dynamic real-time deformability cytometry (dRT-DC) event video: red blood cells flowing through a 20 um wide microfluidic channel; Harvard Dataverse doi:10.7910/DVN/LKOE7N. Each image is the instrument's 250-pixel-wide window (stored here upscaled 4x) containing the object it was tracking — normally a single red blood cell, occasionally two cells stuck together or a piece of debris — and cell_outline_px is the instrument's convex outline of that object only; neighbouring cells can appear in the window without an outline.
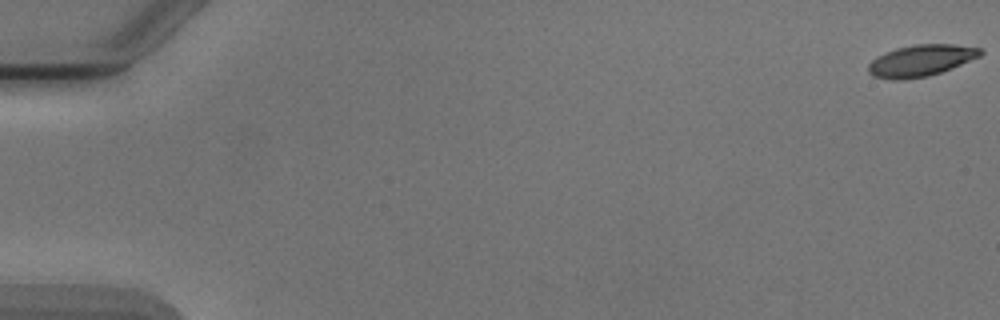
{"species": "Egyptian fruit bat (a non-hibernating species)", "species_latin": "Rousettus aegyptiacus", "temperature_condition": "cold", "stored_images_in_passage": 6, "camera_frame_rate_fps": 3000, "um_per_image_px": 0.085, "animal": {"sex": "male"}, "frame": {"image": 1, "passage_image": 1, "time_ms": 0.0, "image_size_px": [1000, 320], "cell_outline_px": [[984, 52], [980, 56], [940, 72], [928, 76], [904, 80], [892, 80], [872, 76], [868, 72], [868, 64], [876, 56], [896, 48], [916, 44], [952, 44], [980, 48]], "centroid_in_image_um": [78.23, 5.15], "position_along_channel_um": 6.8, "area_um2": 20.52}}
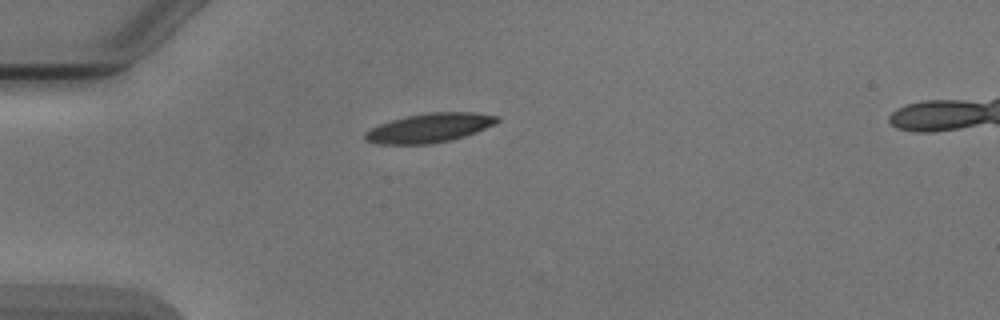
{"frame": {"image": 2, "passage_image": 5, "time_ms": 5.0, "image_size_px": [1000, 320], "cell_outline_px": [[500, 120], [476, 132], [452, 140], [432, 144], [376, 144], [364, 140], [364, 132], [380, 124], [392, 120], [408, 116], [428, 112], [472, 112], [500, 116]], "centroid_in_image_um": [36.48, 10.88], "position_along_channel_um": 48.5, "area_um2": 22.37}}